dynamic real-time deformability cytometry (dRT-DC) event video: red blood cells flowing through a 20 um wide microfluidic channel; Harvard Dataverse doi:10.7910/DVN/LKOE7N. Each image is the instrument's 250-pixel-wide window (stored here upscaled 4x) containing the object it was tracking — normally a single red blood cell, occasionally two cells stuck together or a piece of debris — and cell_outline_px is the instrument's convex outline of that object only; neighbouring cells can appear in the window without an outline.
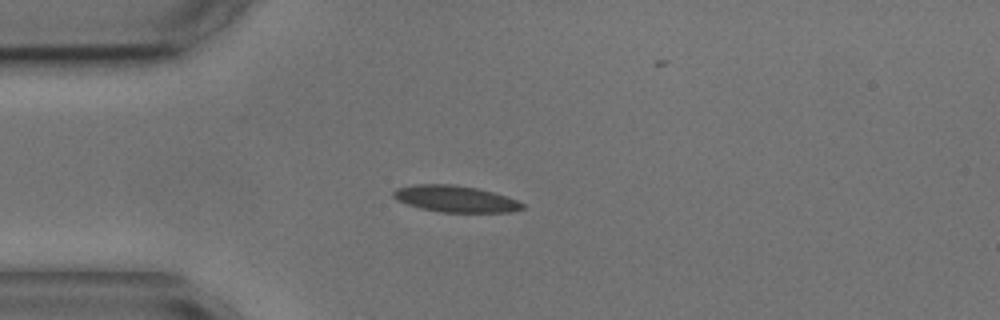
{"species": "common noctule bat (a hibernating species)", "species_latin": "Nyctalus noctula", "temperature_condition": "cold", "stored_images_in_passage": 8, "camera_frame_rate_fps": 3000, "um_per_image_px": 0.085, "animal": {"sex": "male", "body_mass_g": 17.9, "forearm_length_mm": 54.2}, "frame": {"image": 1, "passage_image": 2, "time_ms": 2.333, "image_size_px": [1000, 320], "cell_outline_px": [[524, 208], [512, 212], [440, 212], [420, 208], [396, 200], [392, 196], [392, 192], [396, 188], [416, 184], [452, 184], [476, 188], [492, 192], [516, 200], [524, 204]], "centroid_in_image_um": [38.67, 16.9], "position_along_channel_um": 46.3, "area_um2": 19.83}}
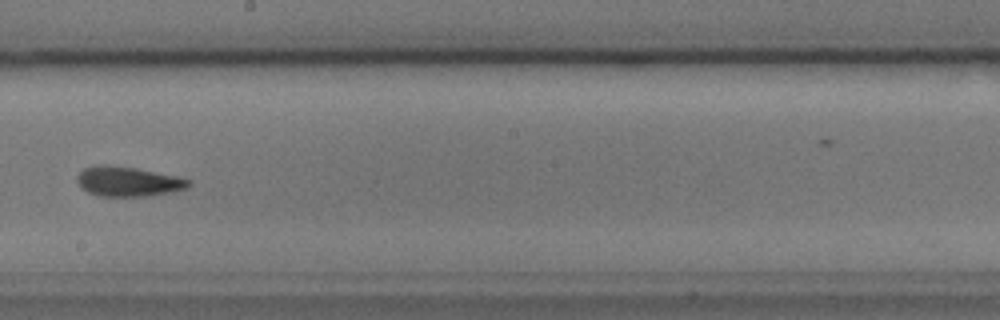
{"frame": {"image": 2, "passage_image": 7, "time_ms": 8.0, "image_size_px": [1000, 320], "cell_outline_px": [[192, 184], [188, 188], [168, 192], [144, 196], [100, 196], [88, 192], [80, 188], [76, 180], [76, 176], [84, 168], [104, 164], [136, 168], [180, 176], [192, 180]], "centroid_in_image_um": [10.9, 15.42], "position_along_channel_um": 237.3, "area_um2": 19.48}}